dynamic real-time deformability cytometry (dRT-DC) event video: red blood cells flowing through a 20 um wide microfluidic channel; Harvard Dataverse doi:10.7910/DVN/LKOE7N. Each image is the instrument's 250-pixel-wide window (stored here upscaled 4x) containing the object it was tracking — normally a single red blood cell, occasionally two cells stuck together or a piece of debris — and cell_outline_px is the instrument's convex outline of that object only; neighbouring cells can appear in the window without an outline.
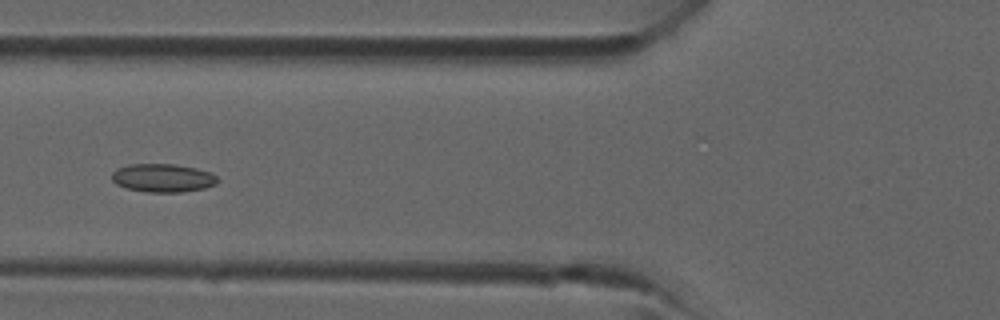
{"species": "common noctule bat (a hibernating species)", "species_latin": "Nyctalus noctula", "temperature_condition": "room temperature", "stored_images_in_passage": 4, "camera_frame_rate_fps": 3000, "um_per_image_px": 0.085, "animal": {"sex": "male", "forearm_length_mm": 52.5}, "frame": {"image": 1, "passage_image": 4, "time_ms": 3.333, "image_size_px": [1000, 320], "cell_outline_px": [[220, 180], [216, 184], [204, 188], [184, 192], [148, 192], [128, 188], [116, 184], [112, 180], [112, 172], [116, 168], [128, 164], [176, 164], [196, 168], [212, 172]], "centroid_in_image_um": [13.86, 15.11], "position_along_channel_um": 111.9, "area_um2": 17.63}}